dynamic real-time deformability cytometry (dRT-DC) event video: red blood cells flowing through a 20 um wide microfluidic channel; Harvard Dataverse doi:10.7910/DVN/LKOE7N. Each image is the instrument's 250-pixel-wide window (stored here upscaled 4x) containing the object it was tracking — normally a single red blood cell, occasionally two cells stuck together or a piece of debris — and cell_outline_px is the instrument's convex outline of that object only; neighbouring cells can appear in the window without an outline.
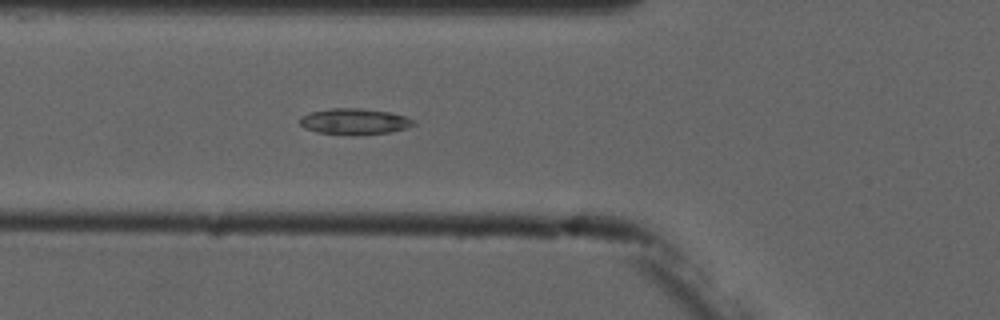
{"species": "common noctule bat (a hibernating species)", "species_latin": "Nyctalus noctula", "temperature_condition": "cold", "stored_images_in_passage": 6, "camera_frame_rate_fps": 3000, "um_per_image_px": 0.085, "animal": {"sex": "male", "forearm_length_mm": 52.5}, "frame": {"image": 1, "passage_image": 6, "time_ms": 5.667, "image_size_px": [1000, 320], "cell_outline_px": [[416, 124], [408, 128], [392, 132], [352, 136], [316, 132], [304, 128], [300, 124], [300, 116], [312, 112], [328, 108], [360, 108], [392, 112], [416, 120]], "centroid_in_image_um": [30.16, 10.34], "position_along_channel_um": 95.6, "area_um2": 17.69}}